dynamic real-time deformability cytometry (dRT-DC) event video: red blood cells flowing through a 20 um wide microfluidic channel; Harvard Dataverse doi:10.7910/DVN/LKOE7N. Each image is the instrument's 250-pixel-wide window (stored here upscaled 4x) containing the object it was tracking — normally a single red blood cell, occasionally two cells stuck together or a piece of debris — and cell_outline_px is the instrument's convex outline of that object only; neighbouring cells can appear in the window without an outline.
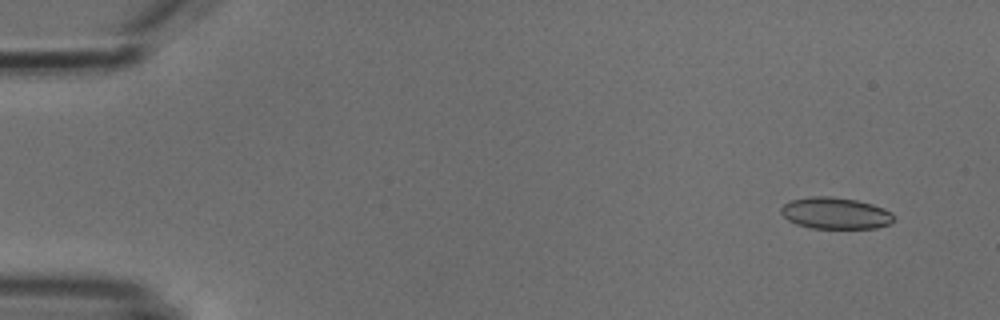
{"species": "common noctule bat (a hibernating species)", "species_latin": "Nyctalus noctula", "temperature_condition": "cold", "stored_images_in_passage": 5, "segment_of_instrument_passage": [1, 2], "camera_frame_rate_fps": 3000, "um_per_image_px": 0.085, "animal": {"sex": "male", "body_mass_g": 18.8}, "frame": {"image": 1, "passage_image": 1, "time_ms": 0.0, "image_size_px": [1000, 320], "cell_outline_px": [[896, 220], [888, 224], [876, 228], [812, 228], [796, 224], [788, 220], [780, 212], [780, 208], [784, 204], [792, 200], [812, 196], [832, 196], [856, 200], [872, 204], [884, 208], [892, 212]], "centroid_in_image_um": [71.03, 18.12], "position_along_channel_um": 14.0, "area_um2": 20.81}}
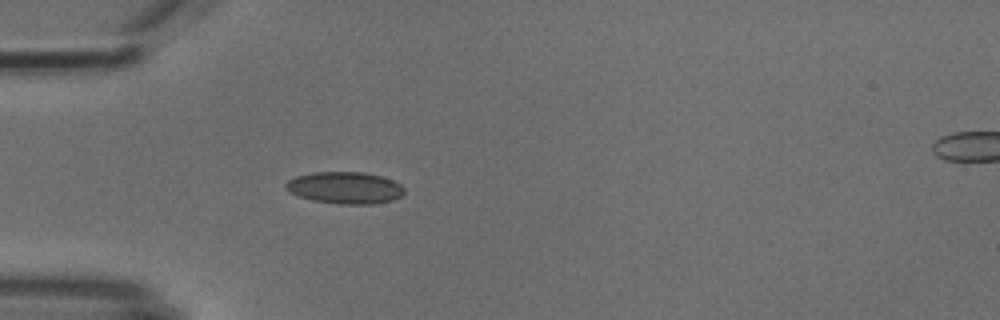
{"frame": {"image": 2, "passage_image": 4, "time_ms": 4.0, "image_size_px": [1000, 320], "cell_outline_px": [[404, 192], [400, 196], [392, 200], [372, 204], [340, 204], [312, 200], [296, 196], [288, 192], [284, 188], [284, 184], [288, 180], [296, 176], [312, 172], [364, 172], [380, 176], [392, 180], [400, 184], [404, 188]], "centroid_in_image_um": [29.26, 15.96], "position_along_channel_um": 55.7, "area_um2": 22.14}}